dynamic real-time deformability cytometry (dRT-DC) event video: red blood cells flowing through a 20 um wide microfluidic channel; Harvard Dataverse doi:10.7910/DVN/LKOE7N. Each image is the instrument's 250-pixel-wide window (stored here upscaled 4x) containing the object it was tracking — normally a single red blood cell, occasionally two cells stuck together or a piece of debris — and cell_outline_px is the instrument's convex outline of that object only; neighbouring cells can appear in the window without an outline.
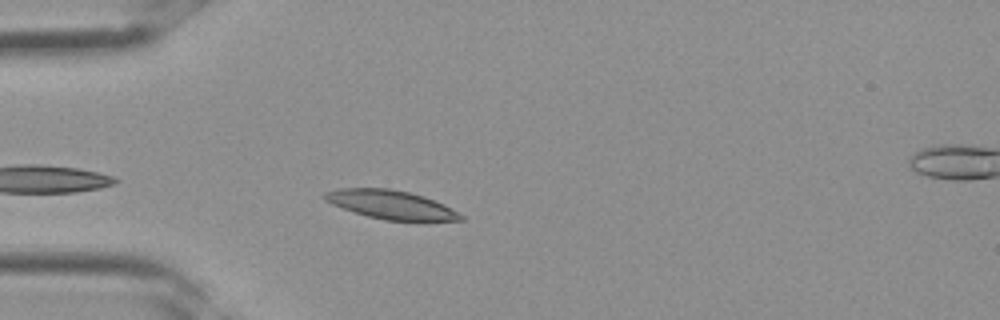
{"species": "Egyptian fruit bat (a non-hibernating species)", "species_latin": "Rousettus aegyptiacus", "temperature_condition": "room temperature", "stored_images_in_passage": 4, "camera_frame_rate_fps": 3000, "um_per_image_px": 0.085, "frame": {"image": 1, "passage_image": 3, "time_ms": 0.667, "image_size_px": [1000, 320], "cell_outline_px": [[464, 220], [428, 224], [384, 220], [368, 216], [332, 204], [324, 200], [320, 196], [324, 192], [336, 188], [388, 188], [408, 192], [424, 196], [444, 204], [452, 208], [464, 216]], "centroid_in_image_um": [33.34, 17.45], "position_along_channel_um": 51.7, "area_um2": 23.76}}